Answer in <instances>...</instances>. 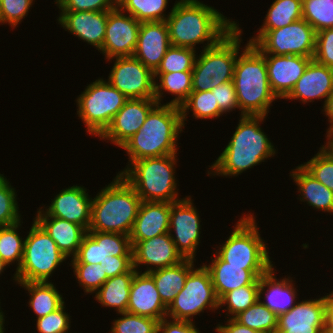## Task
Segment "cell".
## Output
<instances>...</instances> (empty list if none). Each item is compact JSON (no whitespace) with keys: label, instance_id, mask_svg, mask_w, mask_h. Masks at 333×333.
Returning a JSON list of instances; mask_svg holds the SVG:
<instances>
[{"label":"cell","instance_id":"74e56055","mask_svg":"<svg viewBox=\"0 0 333 333\" xmlns=\"http://www.w3.org/2000/svg\"><path fill=\"white\" fill-rule=\"evenodd\" d=\"M168 0H127L120 8L140 22L165 21Z\"/></svg>","mask_w":333,"mask_h":333},{"label":"cell","instance_id":"7dc6e473","mask_svg":"<svg viewBox=\"0 0 333 333\" xmlns=\"http://www.w3.org/2000/svg\"><path fill=\"white\" fill-rule=\"evenodd\" d=\"M34 0H0V23L13 29L27 16Z\"/></svg>","mask_w":333,"mask_h":333},{"label":"cell","instance_id":"c3c4849f","mask_svg":"<svg viewBox=\"0 0 333 333\" xmlns=\"http://www.w3.org/2000/svg\"><path fill=\"white\" fill-rule=\"evenodd\" d=\"M65 303L56 311L36 319L38 333H68L70 329V314L65 311Z\"/></svg>","mask_w":333,"mask_h":333},{"label":"cell","instance_id":"11a10c76","mask_svg":"<svg viewBox=\"0 0 333 333\" xmlns=\"http://www.w3.org/2000/svg\"><path fill=\"white\" fill-rule=\"evenodd\" d=\"M194 323L166 317L159 321L158 333H200Z\"/></svg>","mask_w":333,"mask_h":333},{"label":"cell","instance_id":"f1b7e54d","mask_svg":"<svg viewBox=\"0 0 333 333\" xmlns=\"http://www.w3.org/2000/svg\"><path fill=\"white\" fill-rule=\"evenodd\" d=\"M290 176L297 184L300 201L333 215V192L329 188L311 176L301 165L291 170Z\"/></svg>","mask_w":333,"mask_h":333},{"label":"cell","instance_id":"2e32d148","mask_svg":"<svg viewBox=\"0 0 333 333\" xmlns=\"http://www.w3.org/2000/svg\"><path fill=\"white\" fill-rule=\"evenodd\" d=\"M327 295L307 299L278 316L276 333H325Z\"/></svg>","mask_w":333,"mask_h":333},{"label":"cell","instance_id":"be15d7a7","mask_svg":"<svg viewBox=\"0 0 333 333\" xmlns=\"http://www.w3.org/2000/svg\"><path fill=\"white\" fill-rule=\"evenodd\" d=\"M4 314L5 313H3V311L1 310V306H0V322H5V319H4L5 315Z\"/></svg>","mask_w":333,"mask_h":333},{"label":"cell","instance_id":"681fc988","mask_svg":"<svg viewBox=\"0 0 333 333\" xmlns=\"http://www.w3.org/2000/svg\"><path fill=\"white\" fill-rule=\"evenodd\" d=\"M104 260L111 256H132V246L128 235L103 232Z\"/></svg>","mask_w":333,"mask_h":333},{"label":"cell","instance_id":"1f68e13d","mask_svg":"<svg viewBox=\"0 0 333 333\" xmlns=\"http://www.w3.org/2000/svg\"><path fill=\"white\" fill-rule=\"evenodd\" d=\"M29 293L28 305L36 314V318H42L60 308L65 301L56 289L53 282H16Z\"/></svg>","mask_w":333,"mask_h":333},{"label":"cell","instance_id":"d590c367","mask_svg":"<svg viewBox=\"0 0 333 333\" xmlns=\"http://www.w3.org/2000/svg\"><path fill=\"white\" fill-rule=\"evenodd\" d=\"M234 319L261 333H276L278 316L259 299L249 308L239 313Z\"/></svg>","mask_w":333,"mask_h":333},{"label":"cell","instance_id":"94428289","mask_svg":"<svg viewBox=\"0 0 333 333\" xmlns=\"http://www.w3.org/2000/svg\"><path fill=\"white\" fill-rule=\"evenodd\" d=\"M127 0H110L114 8H121Z\"/></svg>","mask_w":333,"mask_h":333},{"label":"cell","instance_id":"e575fe53","mask_svg":"<svg viewBox=\"0 0 333 333\" xmlns=\"http://www.w3.org/2000/svg\"><path fill=\"white\" fill-rule=\"evenodd\" d=\"M261 28L272 30L287 26L302 19V0H274L268 8Z\"/></svg>","mask_w":333,"mask_h":333},{"label":"cell","instance_id":"9a60e30c","mask_svg":"<svg viewBox=\"0 0 333 333\" xmlns=\"http://www.w3.org/2000/svg\"><path fill=\"white\" fill-rule=\"evenodd\" d=\"M141 22L130 14H125L120 8H115L108 13L106 34L103 46L99 50L111 61L117 57L133 56Z\"/></svg>","mask_w":333,"mask_h":333},{"label":"cell","instance_id":"91938a15","mask_svg":"<svg viewBox=\"0 0 333 333\" xmlns=\"http://www.w3.org/2000/svg\"><path fill=\"white\" fill-rule=\"evenodd\" d=\"M326 143L321 146V150L333 159V128L326 130Z\"/></svg>","mask_w":333,"mask_h":333},{"label":"cell","instance_id":"d6a6232c","mask_svg":"<svg viewBox=\"0 0 333 333\" xmlns=\"http://www.w3.org/2000/svg\"><path fill=\"white\" fill-rule=\"evenodd\" d=\"M154 78L155 99L158 104H161L163 94L167 91L175 95V97L170 102L164 104L180 107L192 92V71L154 73Z\"/></svg>","mask_w":333,"mask_h":333},{"label":"cell","instance_id":"44dd1931","mask_svg":"<svg viewBox=\"0 0 333 333\" xmlns=\"http://www.w3.org/2000/svg\"><path fill=\"white\" fill-rule=\"evenodd\" d=\"M132 258L133 267L136 271H139L140 265H147L144 273L174 266L184 260L182 255L177 251L169 232L137 242L132 247Z\"/></svg>","mask_w":333,"mask_h":333},{"label":"cell","instance_id":"9c48e42d","mask_svg":"<svg viewBox=\"0 0 333 333\" xmlns=\"http://www.w3.org/2000/svg\"><path fill=\"white\" fill-rule=\"evenodd\" d=\"M127 100L108 81L98 78L77 97V114L88 134L100 137Z\"/></svg>","mask_w":333,"mask_h":333},{"label":"cell","instance_id":"277c9868","mask_svg":"<svg viewBox=\"0 0 333 333\" xmlns=\"http://www.w3.org/2000/svg\"><path fill=\"white\" fill-rule=\"evenodd\" d=\"M243 48L237 56L232 80L240 116H268L277 97L268 81L265 57L248 41Z\"/></svg>","mask_w":333,"mask_h":333},{"label":"cell","instance_id":"ba28073f","mask_svg":"<svg viewBox=\"0 0 333 333\" xmlns=\"http://www.w3.org/2000/svg\"><path fill=\"white\" fill-rule=\"evenodd\" d=\"M25 238L21 265L15 271V282H49L55 269L68 257L57 247L48 233L33 220Z\"/></svg>","mask_w":333,"mask_h":333},{"label":"cell","instance_id":"8d00e7d4","mask_svg":"<svg viewBox=\"0 0 333 333\" xmlns=\"http://www.w3.org/2000/svg\"><path fill=\"white\" fill-rule=\"evenodd\" d=\"M19 227L21 221L0 227V258L9 266L16 262V271L21 265L25 245V239L17 231Z\"/></svg>","mask_w":333,"mask_h":333},{"label":"cell","instance_id":"ab89813d","mask_svg":"<svg viewBox=\"0 0 333 333\" xmlns=\"http://www.w3.org/2000/svg\"><path fill=\"white\" fill-rule=\"evenodd\" d=\"M302 17L316 33L333 28V0H302Z\"/></svg>","mask_w":333,"mask_h":333},{"label":"cell","instance_id":"b9f144b4","mask_svg":"<svg viewBox=\"0 0 333 333\" xmlns=\"http://www.w3.org/2000/svg\"><path fill=\"white\" fill-rule=\"evenodd\" d=\"M8 181L4 174H0V227L15 224L22 218L17 192Z\"/></svg>","mask_w":333,"mask_h":333},{"label":"cell","instance_id":"8992f818","mask_svg":"<svg viewBox=\"0 0 333 333\" xmlns=\"http://www.w3.org/2000/svg\"><path fill=\"white\" fill-rule=\"evenodd\" d=\"M177 154L133 161L118 172L136 191L141 201L174 203L179 199L175 165Z\"/></svg>","mask_w":333,"mask_h":333},{"label":"cell","instance_id":"f907efd6","mask_svg":"<svg viewBox=\"0 0 333 333\" xmlns=\"http://www.w3.org/2000/svg\"><path fill=\"white\" fill-rule=\"evenodd\" d=\"M313 59L320 64L333 68V28L323 29L316 33Z\"/></svg>","mask_w":333,"mask_h":333},{"label":"cell","instance_id":"03108f58","mask_svg":"<svg viewBox=\"0 0 333 333\" xmlns=\"http://www.w3.org/2000/svg\"><path fill=\"white\" fill-rule=\"evenodd\" d=\"M325 333H333V331H325Z\"/></svg>","mask_w":333,"mask_h":333},{"label":"cell","instance_id":"4dcf8cb0","mask_svg":"<svg viewBox=\"0 0 333 333\" xmlns=\"http://www.w3.org/2000/svg\"><path fill=\"white\" fill-rule=\"evenodd\" d=\"M132 267L128 272L108 278L95 292V299L104 307L116 310V313L126 312L129 303L131 282L136 273Z\"/></svg>","mask_w":333,"mask_h":333},{"label":"cell","instance_id":"f5cc1de1","mask_svg":"<svg viewBox=\"0 0 333 333\" xmlns=\"http://www.w3.org/2000/svg\"><path fill=\"white\" fill-rule=\"evenodd\" d=\"M211 91L215 92L216 102L218 103L219 109L223 113L226 114L228 112L236 110V108L239 109L233 81L220 84Z\"/></svg>","mask_w":333,"mask_h":333},{"label":"cell","instance_id":"e0dca14e","mask_svg":"<svg viewBox=\"0 0 333 333\" xmlns=\"http://www.w3.org/2000/svg\"><path fill=\"white\" fill-rule=\"evenodd\" d=\"M92 197L84 186L73 185L65 188L51 199L44 209L39 207L36 216H53L76 223L88 231L91 222ZM43 209V210H42Z\"/></svg>","mask_w":333,"mask_h":333},{"label":"cell","instance_id":"cb8c5ba5","mask_svg":"<svg viewBox=\"0 0 333 333\" xmlns=\"http://www.w3.org/2000/svg\"><path fill=\"white\" fill-rule=\"evenodd\" d=\"M128 313L161 320L166 318L167 307L163 304L153 278L137 271L130 288Z\"/></svg>","mask_w":333,"mask_h":333},{"label":"cell","instance_id":"3957f363","mask_svg":"<svg viewBox=\"0 0 333 333\" xmlns=\"http://www.w3.org/2000/svg\"><path fill=\"white\" fill-rule=\"evenodd\" d=\"M182 128L179 106L157 104L140 130L120 147L129 157L125 168L140 159L177 154V139Z\"/></svg>","mask_w":333,"mask_h":333},{"label":"cell","instance_id":"bcb514c9","mask_svg":"<svg viewBox=\"0 0 333 333\" xmlns=\"http://www.w3.org/2000/svg\"><path fill=\"white\" fill-rule=\"evenodd\" d=\"M300 165L333 192V159L325 152L319 148L318 153Z\"/></svg>","mask_w":333,"mask_h":333},{"label":"cell","instance_id":"52a82bcc","mask_svg":"<svg viewBox=\"0 0 333 333\" xmlns=\"http://www.w3.org/2000/svg\"><path fill=\"white\" fill-rule=\"evenodd\" d=\"M237 26L213 47L202 49L192 70V91L212 90L233 80L242 29Z\"/></svg>","mask_w":333,"mask_h":333},{"label":"cell","instance_id":"60d3db41","mask_svg":"<svg viewBox=\"0 0 333 333\" xmlns=\"http://www.w3.org/2000/svg\"><path fill=\"white\" fill-rule=\"evenodd\" d=\"M196 49L171 46L154 73L192 71L196 61Z\"/></svg>","mask_w":333,"mask_h":333},{"label":"cell","instance_id":"9f6ffc18","mask_svg":"<svg viewBox=\"0 0 333 333\" xmlns=\"http://www.w3.org/2000/svg\"><path fill=\"white\" fill-rule=\"evenodd\" d=\"M224 322H226L225 325L217 324L215 328L217 333H261L242 325L234 318H228V320Z\"/></svg>","mask_w":333,"mask_h":333},{"label":"cell","instance_id":"5b68a950","mask_svg":"<svg viewBox=\"0 0 333 333\" xmlns=\"http://www.w3.org/2000/svg\"><path fill=\"white\" fill-rule=\"evenodd\" d=\"M91 203L88 231L130 235L141 203L134 188L120 175L102 188Z\"/></svg>","mask_w":333,"mask_h":333},{"label":"cell","instance_id":"6f0895ef","mask_svg":"<svg viewBox=\"0 0 333 333\" xmlns=\"http://www.w3.org/2000/svg\"><path fill=\"white\" fill-rule=\"evenodd\" d=\"M325 331H333V291L327 293Z\"/></svg>","mask_w":333,"mask_h":333},{"label":"cell","instance_id":"5bb4252c","mask_svg":"<svg viewBox=\"0 0 333 333\" xmlns=\"http://www.w3.org/2000/svg\"><path fill=\"white\" fill-rule=\"evenodd\" d=\"M107 81L128 99L155 98L154 72L134 56L117 57Z\"/></svg>","mask_w":333,"mask_h":333},{"label":"cell","instance_id":"f6af8a7d","mask_svg":"<svg viewBox=\"0 0 333 333\" xmlns=\"http://www.w3.org/2000/svg\"><path fill=\"white\" fill-rule=\"evenodd\" d=\"M74 276L84 293H95L108 279L100 264L70 263Z\"/></svg>","mask_w":333,"mask_h":333},{"label":"cell","instance_id":"ee69618b","mask_svg":"<svg viewBox=\"0 0 333 333\" xmlns=\"http://www.w3.org/2000/svg\"><path fill=\"white\" fill-rule=\"evenodd\" d=\"M104 261L103 232L87 231L71 263L100 264Z\"/></svg>","mask_w":333,"mask_h":333},{"label":"cell","instance_id":"816d5d0a","mask_svg":"<svg viewBox=\"0 0 333 333\" xmlns=\"http://www.w3.org/2000/svg\"><path fill=\"white\" fill-rule=\"evenodd\" d=\"M60 11H112L110 0H55Z\"/></svg>","mask_w":333,"mask_h":333},{"label":"cell","instance_id":"ac0fdd59","mask_svg":"<svg viewBox=\"0 0 333 333\" xmlns=\"http://www.w3.org/2000/svg\"><path fill=\"white\" fill-rule=\"evenodd\" d=\"M157 104L155 98L128 99L99 138L121 147L140 130L147 115Z\"/></svg>","mask_w":333,"mask_h":333},{"label":"cell","instance_id":"db71d44e","mask_svg":"<svg viewBox=\"0 0 333 333\" xmlns=\"http://www.w3.org/2000/svg\"><path fill=\"white\" fill-rule=\"evenodd\" d=\"M103 271L106 272L107 278L128 272L133 267L132 256H111L100 262Z\"/></svg>","mask_w":333,"mask_h":333},{"label":"cell","instance_id":"484cf974","mask_svg":"<svg viewBox=\"0 0 333 333\" xmlns=\"http://www.w3.org/2000/svg\"><path fill=\"white\" fill-rule=\"evenodd\" d=\"M170 203L141 201L129 235L131 246L169 232Z\"/></svg>","mask_w":333,"mask_h":333},{"label":"cell","instance_id":"8fae6325","mask_svg":"<svg viewBox=\"0 0 333 333\" xmlns=\"http://www.w3.org/2000/svg\"><path fill=\"white\" fill-rule=\"evenodd\" d=\"M257 33L248 42L262 54L314 56L316 32L303 18L282 28Z\"/></svg>","mask_w":333,"mask_h":333},{"label":"cell","instance_id":"4316f807","mask_svg":"<svg viewBox=\"0 0 333 333\" xmlns=\"http://www.w3.org/2000/svg\"><path fill=\"white\" fill-rule=\"evenodd\" d=\"M274 271L273 266L260 277L258 298L266 307L279 316L294 307L297 304L296 300L299 298L292 277L288 276L286 278L285 276L283 279H277Z\"/></svg>","mask_w":333,"mask_h":333},{"label":"cell","instance_id":"836d02e7","mask_svg":"<svg viewBox=\"0 0 333 333\" xmlns=\"http://www.w3.org/2000/svg\"><path fill=\"white\" fill-rule=\"evenodd\" d=\"M192 111L195 119H217L224 113L219 109L215 99V92L192 91L188 98L180 105L182 125L185 127V121Z\"/></svg>","mask_w":333,"mask_h":333},{"label":"cell","instance_id":"f35d334b","mask_svg":"<svg viewBox=\"0 0 333 333\" xmlns=\"http://www.w3.org/2000/svg\"><path fill=\"white\" fill-rule=\"evenodd\" d=\"M259 284L246 285L230 292L225 293L219 299V308L227 306L228 318H234L239 313L243 312L252 306L259 298Z\"/></svg>","mask_w":333,"mask_h":333},{"label":"cell","instance_id":"ffe728a7","mask_svg":"<svg viewBox=\"0 0 333 333\" xmlns=\"http://www.w3.org/2000/svg\"><path fill=\"white\" fill-rule=\"evenodd\" d=\"M268 81L275 96L285 99L305 72L313 57L299 55L263 54Z\"/></svg>","mask_w":333,"mask_h":333},{"label":"cell","instance_id":"7bdbcfd3","mask_svg":"<svg viewBox=\"0 0 333 333\" xmlns=\"http://www.w3.org/2000/svg\"><path fill=\"white\" fill-rule=\"evenodd\" d=\"M122 317L113 320L111 333H158L159 320L131 314L118 313Z\"/></svg>","mask_w":333,"mask_h":333},{"label":"cell","instance_id":"7a4b0ae2","mask_svg":"<svg viewBox=\"0 0 333 333\" xmlns=\"http://www.w3.org/2000/svg\"><path fill=\"white\" fill-rule=\"evenodd\" d=\"M266 116H240L233 136L208 168V176H238L239 174L260 165L277 153L275 146L260 127ZM260 163V164H259ZM211 169V170H210Z\"/></svg>","mask_w":333,"mask_h":333},{"label":"cell","instance_id":"603a6c76","mask_svg":"<svg viewBox=\"0 0 333 333\" xmlns=\"http://www.w3.org/2000/svg\"><path fill=\"white\" fill-rule=\"evenodd\" d=\"M171 47L165 21L141 22L133 56L155 72Z\"/></svg>","mask_w":333,"mask_h":333},{"label":"cell","instance_id":"d6986e66","mask_svg":"<svg viewBox=\"0 0 333 333\" xmlns=\"http://www.w3.org/2000/svg\"><path fill=\"white\" fill-rule=\"evenodd\" d=\"M212 263L203 264L209 271L212 284L218 299L225 293L234 289L260 284V277L266 274L273 266H228L216 253H213Z\"/></svg>","mask_w":333,"mask_h":333},{"label":"cell","instance_id":"680465c9","mask_svg":"<svg viewBox=\"0 0 333 333\" xmlns=\"http://www.w3.org/2000/svg\"><path fill=\"white\" fill-rule=\"evenodd\" d=\"M323 114H325L328 117L329 127L328 129L333 128V92L328 96L323 109Z\"/></svg>","mask_w":333,"mask_h":333},{"label":"cell","instance_id":"6125c7cd","mask_svg":"<svg viewBox=\"0 0 333 333\" xmlns=\"http://www.w3.org/2000/svg\"><path fill=\"white\" fill-rule=\"evenodd\" d=\"M9 265L6 264L1 258H0V275H2L1 273L4 272V270H6L5 268L8 267Z\"/></svg>","mask_w":333,"mask_h":333},{"label":"cell","instance_id":"4fadbf2b","mask_svg":"<svg viewBox=\"0 0 333 333\" xmlns=\"http://www.w3.org/2000/svg\"><path fill=\"white\" fill-rule=\"evenodd\" d=\"M191 199L192 197L187 196L170 203L169 234L184 259L196 260V251L200 245L201 221Z\"/></svg>","mask_w":333,"mask_h":333},{"label":"cell","instance_id":"7c38bea8","mask_svg":"<svg viewBox=\"0 0 333 333\" xmlns=\"http://www.w3.org/2000/svg\"><path fill=\"white\" fill-rule=\"evenodd\" d=\"M205 309L212 312L219 309L209 271L202 264L194 268L187 276L183 289L177 293L174 301L167 308V318L181 321H193Z\"/></svg>","mask_w":333,"mask_h":333},{"label":"cell","instance_id":"f546056e","mask_svg":"<svg viewBox=\"0 0 333 333\" xmlns=\"http://www.w3.org/2000/svg\"><path fill=\"white\" fill-rule=\"evenodd\" d=\"M196 260L184 259L180 263L153 270L148 274L153 278L163 304L168 308L184 285L188 274L196 267Z\"/></svg>","mask_w":333,"mask_h":333},{"label":"cell","instance_id":"6da1fadb","mask_svg":"<svg viewBox=\"0 0 333 333\" xmlns=\"http://www.w3.org/2000/svg\"><path fill=\"white\" fill-rule=\"evenodd\" d=\"M177 2V3H176ZM165 20L171 46L196 49V44L207 49L218 44L236 26L219 10L200 0H178Z\"/></svg>","mask_w":333,"mask_h":333},{"label":"cell","instance_id":"83f0119b","mask_svg":"<svg viewBox=\"0 0 333 333\" xmlns=\"http://www.w3.org/2000/svg\"><path fill=\"white\" fill-rule=\"evenodd\" d=\"M34 220L55 241L58 249L73 258L87 231L80 225L53 216H36Z\"/></svg>","mask_w":333,"mask_h":333},{"label":"cell","instance_id":"7402d4cb","mask_svg":"<svg viewBox=\"0 0 333 333\" xmlns=\"http://www.w3.org/2000/svg\"><path fill=\"white\" fill-rule=\"evenodd\" d=\"M110 11H61L58 24L78 39L93 45L99 51L106 34Z\"/></svg>","mask_w":333,"mask_h":333},{"label":"cell","instance_id":"30bf717a","mask_svg":"<svg viewBox=\"0 0 333 333\" xmlns=\"http://www.w3.org/2000/svg\"><path fill=\"white\" fill-rule=\"evenodd\" d=\"M251 212L237 221L228 239L219 246L216 254L228 266H273L259 226Z\"/></svg>","mask_w":333,"mask_h":333},{"label":"cell","instance_id":"e7e4bbea","mask_svg":"<svg viewBox=\"0 0 333 333\" xmlns=\"http://www.w3.org/2000/svg\"><path fill=\"white\" fill-rule=\"evenodd\" d=\"M4 324L5 322H0V333H4Z\"/></svg>","mask_w":333,"mask_h":333},{"label":"cell","instance_id":"d4e9b609","mask_svg":"<svg viewBox=\"0 0 333 333\" xmlns=\"http://www.w3.org/2000/svg\"><path fill=\"white\" fill-rule=\"evenodd\" d=\"M333 92V68L318 63L314 59L310 61L305 72L296 82L288 100H300L303 104L314 102L313 99H323V106L328 96Z\"/></svg>","mask_w":333,"mask_h":333}]
</instances>
